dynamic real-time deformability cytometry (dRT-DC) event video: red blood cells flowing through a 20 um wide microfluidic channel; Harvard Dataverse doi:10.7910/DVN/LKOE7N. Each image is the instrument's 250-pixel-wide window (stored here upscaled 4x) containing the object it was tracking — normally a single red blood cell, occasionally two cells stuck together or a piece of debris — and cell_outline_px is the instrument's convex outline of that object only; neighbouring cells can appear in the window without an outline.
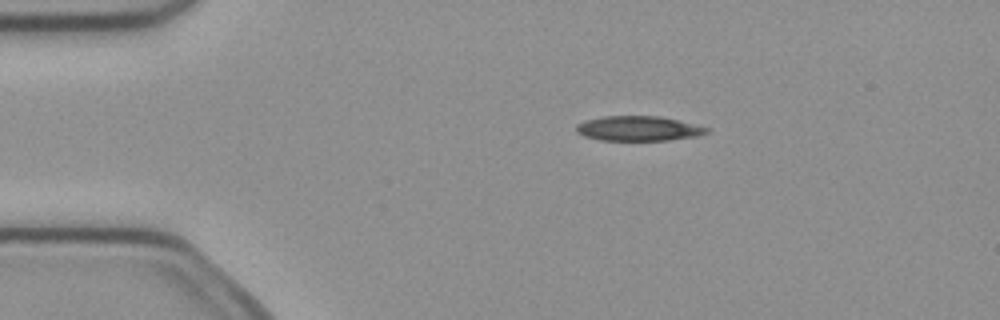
{"species": "common noctule bat (a hibernating species)", "species_latin": "Nyctalus noctula", "temperature_condition": "cold", "stored_images_in_passage": 6, "camera_frame_rate_fps": 3000, "um_per_image_px": 0.085, "animal": {"sex": "female", "body_mass_g": 21.9}, "frame": {"image": 1, "passage_image": 3, "time_ms": 0.667, "image_size_px": [1000, 320], "cell_outline_px": [[712, 128], [708, 132], [696, 136], [668, 140], [600, 140], [584, 136], [576, 132], [576, 124], [584, 120], [604, 116], [660, 116]], "centroid_in_image_um": [54.25, 10.91], "position_along_channel_um": 30.7, "area_um2": 18.9}}
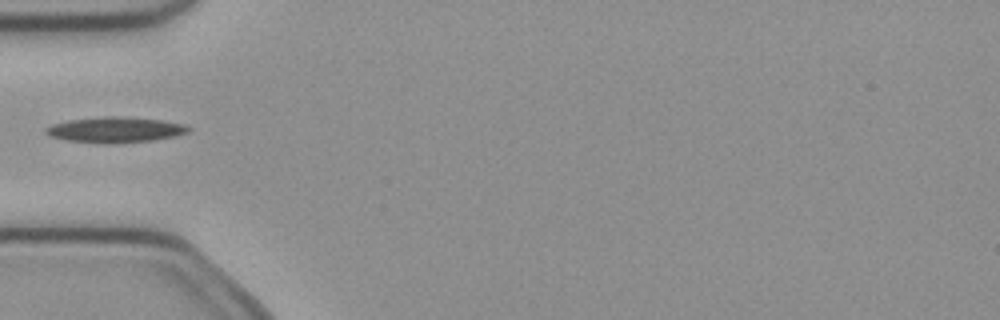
{"frame": {"image": 2, "passage_image": 5, "time_ms": 1.333, "image_size_px": [1000, 320], "cell_outline_px": [[192, 128], [188, 132], [176, 136], [156, 140], [112, 144], [104, 144], [64, 140], [48, 136], [44, 132], [44, 128], [52, 124], [68, 120], [104, 116], [116, 116], [160, 120], [184, 124]], "centroid_in_image_um": [9.76, 11.04], "position_along_channel_um": 75.2, "area_um2": 21.56}}